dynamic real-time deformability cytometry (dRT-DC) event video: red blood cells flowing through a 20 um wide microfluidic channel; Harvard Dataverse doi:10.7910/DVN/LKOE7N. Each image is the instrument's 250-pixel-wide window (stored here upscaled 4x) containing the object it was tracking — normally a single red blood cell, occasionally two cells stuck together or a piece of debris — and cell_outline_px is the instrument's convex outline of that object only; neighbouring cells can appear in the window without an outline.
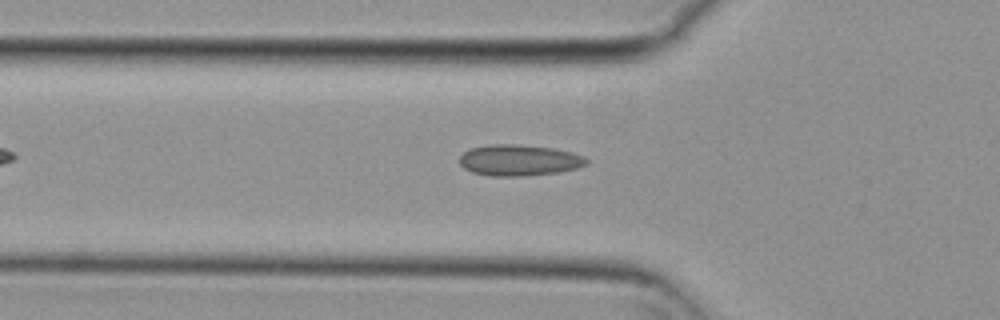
{"species": "common noctule bat (a hibernating species)", "species_latin": "Nyctalus noctula", "temperature_condition": "cold", "stored_images_in_passage": 34, "camera_frame_rate_fps": 3000, "um_per_image_px": 0.085, "animal": {"sex": "female", "body_mass_g": 29.2, "forearm_length_mm": 56.3}, "frame": {"image": 1, "passage_image": 10, "time_ms": 3.0, "image_size_px": [1000, 320], "cell_outline_px": [[588, 164], [576, 168], [556, 172], [524, 176], [492, 176], [472, 172], [464, 168], [460, 164], [460, 156], [464, 152], [472, 148], [492, 144], [512, 144], [552, 148], [572, 152], [584, 156], [588, 160]], "centroid_in_image_um": [44.13, 13.62], "position_along_channel_um": 81.7, "area_um2": 22.83}}
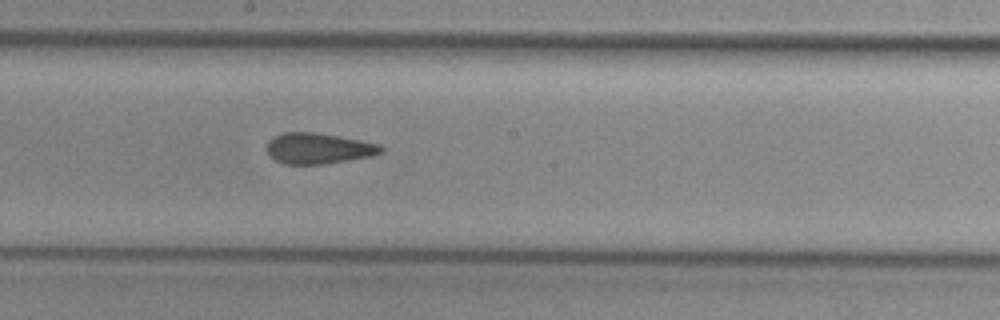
{"frame": {"image": 2, "passage_image": 21, "time_ms": 6.667, "image_size_px": [1000, 320], "cell_outline_px": [[384, 152], [372, 156], [324, 164], [284, 164], [276, 160], [268, 152], [268, 140], [272, 136], [280, 132], [312, 132], [360, 140], [380, 144], [384, 148]], "centroid_in_image_um": [27.08, 12.61], "position_along_channel_um": 221.1, "area_um2": 20.46}}
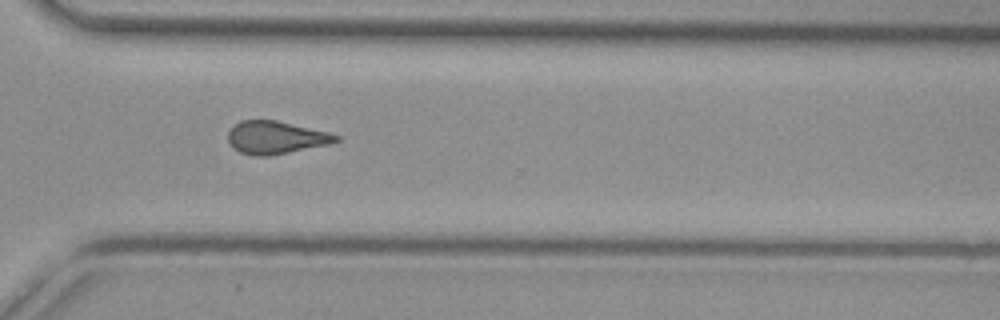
{"frame": {"image": 3, "passage_image": 31, "time_ms": 10.0, "image_size_px": [1000, 320], "cell_outline_px": [[340, 140], [332, 144], [268, 156], [252, 156], [240, 152], [232, 148], [228, 140], [228, 132], [240, 120], [276, 120], [328, 132], [340, 136]], "centroid_in_image_um": [23.45, 11.7], "position_along_channel_um": 347.1, "area_um2": 20.69}, "authors_computed_cell_mechanics": {"area_um2": 21.0392, "velocity_mm_per_s": 3.7862, "shape_relaxation_time_tau1_ms": null, "shape_relaxation_time_tau2_ms": 2.7123, "deformation_change_tau1": null, "deformation_change_tau2": 0.088}}